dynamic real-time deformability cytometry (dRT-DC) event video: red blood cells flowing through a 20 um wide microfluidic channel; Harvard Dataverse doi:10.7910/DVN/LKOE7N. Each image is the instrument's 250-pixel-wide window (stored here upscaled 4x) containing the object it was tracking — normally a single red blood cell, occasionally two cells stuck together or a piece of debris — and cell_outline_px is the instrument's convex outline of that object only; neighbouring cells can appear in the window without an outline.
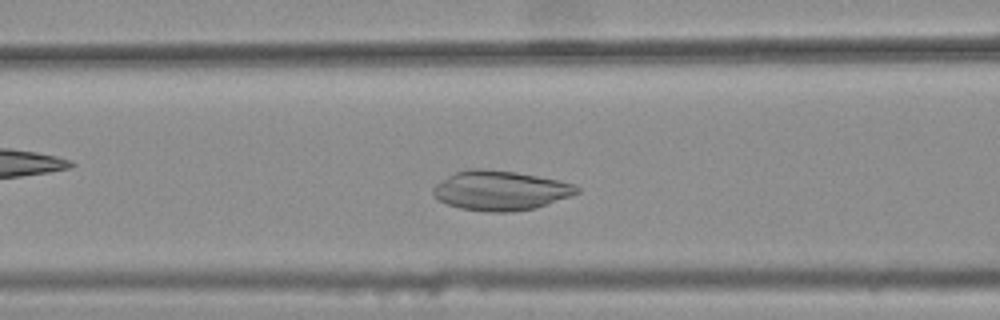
{"species": "common noctule bat (a hibernating species)", "species_latin": "Nyctalus noctula", "temperature_condition": "warm", "stored_images_in_passage": 28, "camera_frame_rate_fps": 3000, "um_per_image_px": 0.085, "animal": {"sex": "female", "body_mass_g": 25.1}, "frame": {"image": 1, "passage_image": 6, "time_ms": 1.667, "image_size_px": [1000, 320], "cell_outline_px": [[580, 192], [572, 196], [536, 208], [508, 212], [488, 212], [460, 208], [444, 204], [432, 196], [432, 188], [436, 184], [448, 176], [456, 172], [472, 168], [480, 168], [516, 172], [576, 184], [580, 188]], "centroid_in_image_um": [42.52, 16.2], "position_along_channel_um": 124.1, "area_um2": 33.35}}
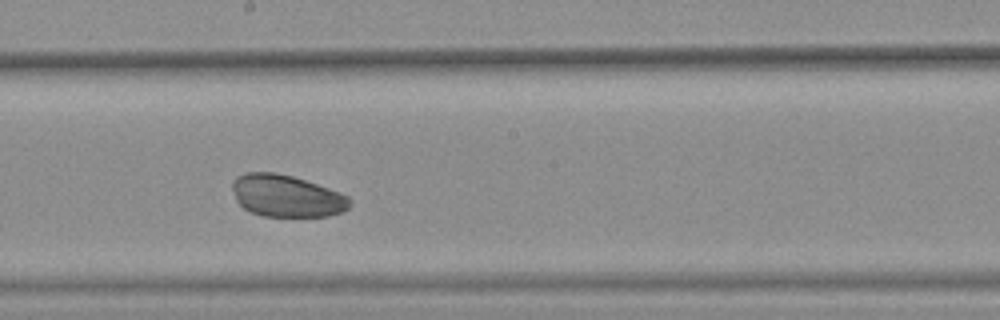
{"frame": {"image": 2, "passage_image": 14, "time_ms": 4.333, "image_size_px": [1000, 320], "cell_outline_px": [[352, 204], [348, 208], [340, 212], [328, 216], [264, 216], [252, 212], [244, 208], [236, 200], [232, 192], [232, 180], [236, 176], [244, 172], [276, 172], [292, 176], [340, 192], [348, 196], [352, 200]], "centroid_in_image_um": [24.33, 16.64], "position_along_channel_um": 223.9, "area_um2": 28.84}}
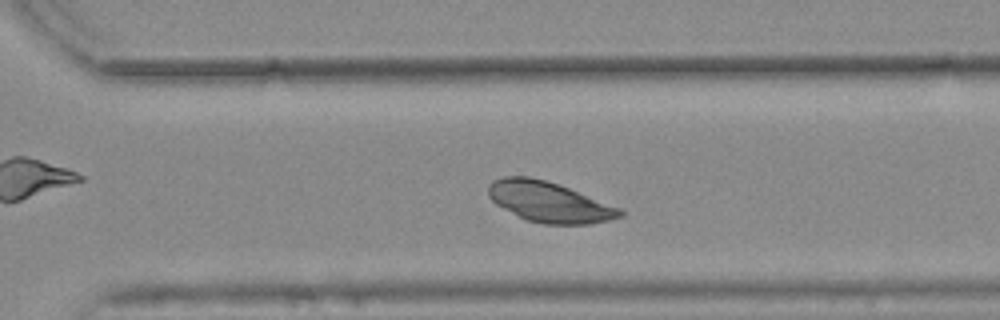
{"frame": {"image": 3, "passage_image": 22, "time_ms": 7.0, "image_size_px": [1000, 320], "cell_outline_px": [[624, 216], [608, 220], [588, 224], [544, 224], [528, 220], [496, 204], [488, 196], [488, 184], [492, 180], [504, 176], [528, 176], [544, 180], [568, 188], [620, 208], [624, 212]], "centroid_in_image_um": [46.66, 17.16], "position_along_channel_um": 323.9, "area_um2": 30.58}}